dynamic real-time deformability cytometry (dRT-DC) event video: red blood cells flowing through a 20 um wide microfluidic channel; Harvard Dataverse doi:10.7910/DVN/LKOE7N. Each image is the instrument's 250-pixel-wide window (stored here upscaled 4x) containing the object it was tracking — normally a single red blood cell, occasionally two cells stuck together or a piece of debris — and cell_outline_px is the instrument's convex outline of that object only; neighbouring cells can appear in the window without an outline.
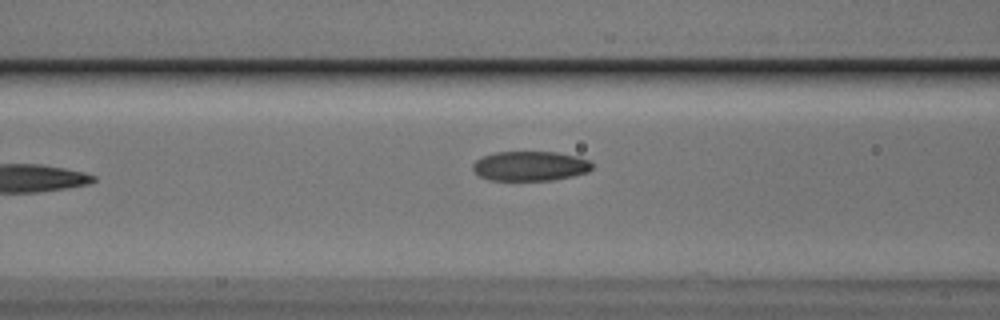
{"species": "Egyptian fruit bat (a non-hibernating species)", "species_latin": "Rousettus aegyptiacus", "temperature_condition": "cold", "stored_images_in_passage": 7, "camera_frame_rate_fps": 3000, "um_per_image_px": 0.085, "animal": {"sex": "male"}, "frame": {"image": 1, "passage_image": 6, "time_ms": 7.0, "image_size_px": [1000, 320], "cell_outline_px": [[592, 168], [588, 172], [572, 176], [552, 180], [488, 180], [480, 176], [472, 168], [472, 164], [476, 160], [484, 156], [496, 152], [556, 152], [576, 156], [588, 160], [592, 164]], "centroid_in_image_um": [45.06, 14.11], "position_along_channel_um": 121.5, "area_um2": 20.52}}
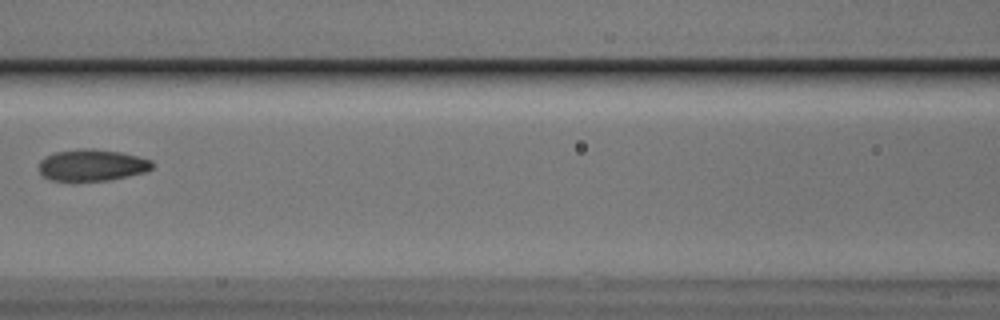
{"frame": {"image": 2, "passage_image": 7, "time_ms": 8.0, "image_size_px": [1000, 320], "cell_outline_px": [[152, 168], [144, 172], [108, 180], [76, 184], [72, 184], [52, 180], [44, 176], [40, 172], [40, 160], [56, 152], [80, 148], [92, 148], [120, 152], [152, 160]], "centroid_in_image_um": [7.78, 14.08], "position_along_channel_um": 158.8, "area_um2": 21.33}}